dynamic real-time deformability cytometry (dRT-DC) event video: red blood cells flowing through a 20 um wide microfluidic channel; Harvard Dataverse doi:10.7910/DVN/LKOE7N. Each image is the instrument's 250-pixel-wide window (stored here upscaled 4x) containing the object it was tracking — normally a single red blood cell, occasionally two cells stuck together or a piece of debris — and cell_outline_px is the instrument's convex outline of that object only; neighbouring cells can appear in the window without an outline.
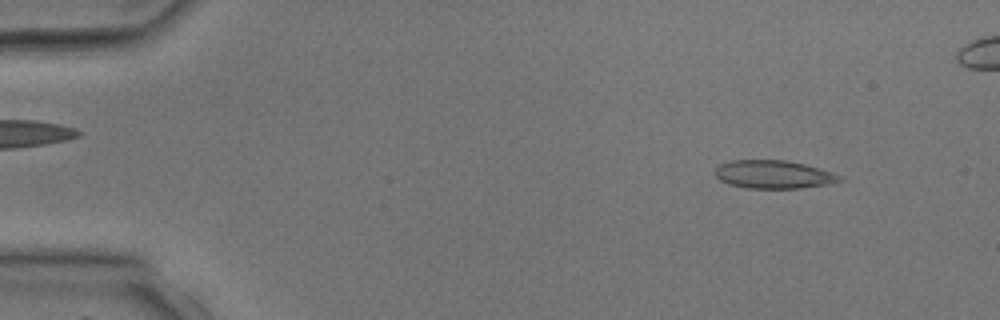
{"species": "common noctule bat (a hibernating species)", "species_latin": "Nyctalus noctula", "temperature_condition": "room temperature", "stored_images_in_passage": 3, "camera_frame_rate_fps": 3000, "um_per_image_px": 0.085, "animal": {"sex": "male", "body_mass_g": 17.9, "forearm_length_mm": 54.2}, "frame": {"image": 1, "passage_image": 1, "time_ms": 0.0, "image_size_px": [1000, 320], "cell_outline_px": [[844, 180], [824, 184], [800, 188], [748, 188], [728, 184], [720, 180], [716, 176], [716, 168], [720, 164], [732, 160], [784, 160], [804, 164], [820, 168], [840, 176]], "centroid_in_image_um": [65.72, 14.82], "position_along_channel_um": 19.3, "area_um2": 20.17}}